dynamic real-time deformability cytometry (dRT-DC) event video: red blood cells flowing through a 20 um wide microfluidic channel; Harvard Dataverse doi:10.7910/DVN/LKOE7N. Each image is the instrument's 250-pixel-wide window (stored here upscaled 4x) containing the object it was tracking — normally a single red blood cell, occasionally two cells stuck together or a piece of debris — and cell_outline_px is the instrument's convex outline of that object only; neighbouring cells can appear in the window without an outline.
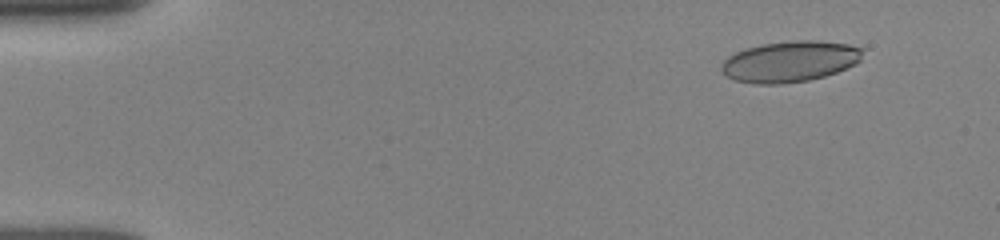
{"species": "human", "species_latin": "Homo sapiens", "temperature_condition": "room temperature", "stored_images_in_passage": 8, "camera_frame_rate_fps": 3000, "um_per_image_px": 0.085, "donor": {"sex": "female"}, "frame": {"image": 1, "passage_image": 3, "time_ms": 1.0, "image_size_px": [1000, 240], "cell_outline_px": [[864, 48], [860, 60], [856, 64], [836, 72], [824, 76], [808, 80], [780, 84], [756, 84], [736, 80], [728, 76], [720, 68], [720, 64], [728, 56], [736, 52], [748, 48], [764, 44], [796, 40], [816, 40], [848, 44]], "centroid_in_image_um": [67.16, 5.22], "position_along_channel_um": 17.8, "area_um2": 33.52}}
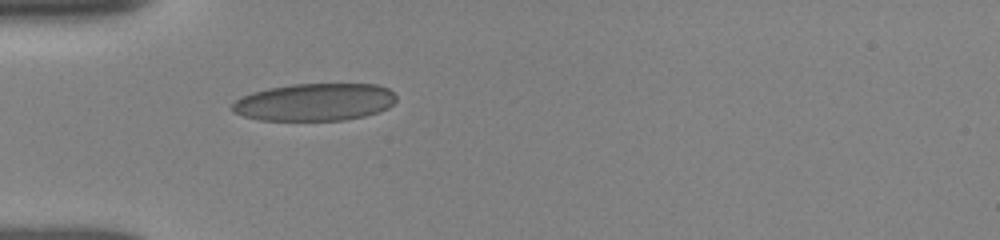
{"frame": {"image": 2, "passage_image": 7, "time_ms": 4.667, "image_size_px": [1000, 240], "cell_outline_px": [[396, 100], [388, 108], [380, 112], [364, 116], [344, 120], [260, 120], [244, 116], [232, 112], [232, 104], [240, 96], [252, 92], [268, 88], [292, 84], [376, 84], [388, 88], [396, 96]], "centroid_in_image_um": [26.74, 8.68], "position_along_channel_um": 58.3, "area_um2": 35.95}}
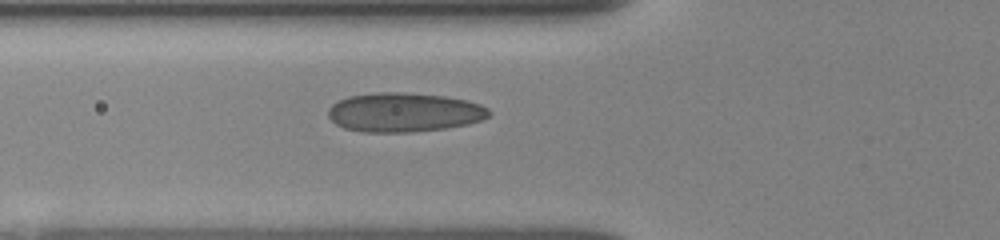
{"frame": {"image": 3, "passage_image": 8, "time_ms": 5.667, "image_size_px": [1000, 240], "cell_outline_px": [[492, 112], [488, 116], [480, 120], [468, 124], [444, 128], [412, 132], [364, 132], [344, 128], [336, 124], [328, 116], [328, 108], [332, 104], [348, 96], [380, 92], [404, 92], [444, 96], [468, 100], [480, 104], [488, 108]], "centroid_in_image_um": [34.35, 9.54], "position_along_channel_um": 91.5, "area_um2": 36.76}}